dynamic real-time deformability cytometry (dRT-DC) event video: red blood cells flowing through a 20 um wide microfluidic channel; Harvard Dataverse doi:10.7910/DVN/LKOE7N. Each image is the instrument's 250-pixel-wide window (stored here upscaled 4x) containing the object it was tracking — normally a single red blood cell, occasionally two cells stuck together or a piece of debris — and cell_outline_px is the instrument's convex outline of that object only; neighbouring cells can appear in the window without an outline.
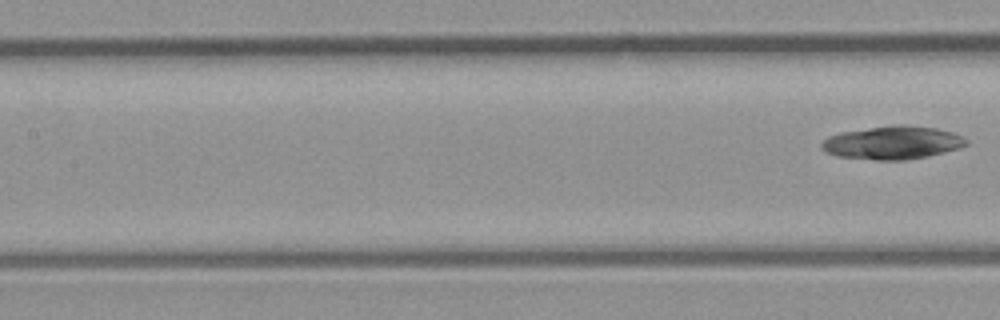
{"species": "common noctule bat (a hibernating species)", "species_latin": "Nyctalus noctula", "temperature_condition": "room temperature", "stored_images_in_passage": 5, "segment_of_instrument_passage": [2, 2], "camera_frame_rate_fps": 3000, "um_per_image_px": 0.085, "animal": {"sex": "male", "body_mass_g": 23.1, "forearm_length_mm": 52.7}, "frame": {"image": 1, "passage_image": 5, "time_ms": 4.667, "image_size_px": [1000, 320], "cell_outline_px": [[968, 144], [960, 148], [928, 156], [904, 160], [876, 160], [836, 156], [824, 152], [820, 148], [820, 144], [828, 136], [840, 132], [896, 124], [904, 124], [936, 128], [952, 132], [968, 140]], "centroid_in_image_um": [75.84, 12.13], "position_along_channel_um": 131.6, "area_um2": 28.15}}